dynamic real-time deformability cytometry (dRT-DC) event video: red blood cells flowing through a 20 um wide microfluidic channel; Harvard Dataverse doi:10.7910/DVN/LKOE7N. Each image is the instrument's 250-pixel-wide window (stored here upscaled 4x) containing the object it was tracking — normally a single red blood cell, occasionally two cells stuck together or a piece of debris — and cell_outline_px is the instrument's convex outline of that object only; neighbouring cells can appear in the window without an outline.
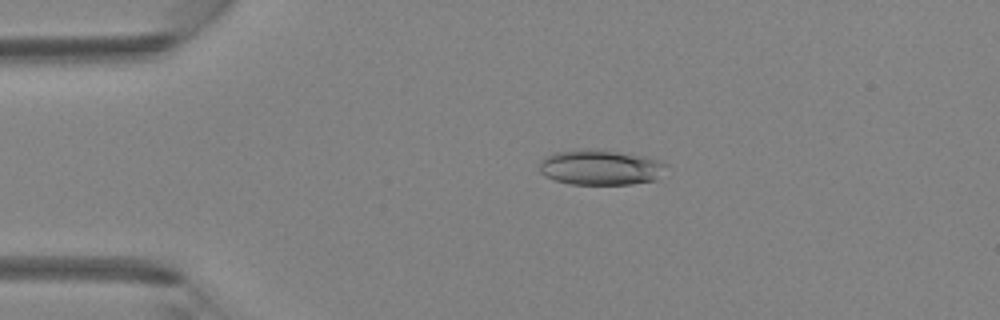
{"species": "Egyptian fruit bat (a non-hibernating species)", "species_latin": "Rousettus aegyptiacus", "temperature_condition": "room temperature", "stored_images_in_passage": 4, "camera_frame_rate_fps": 3000, "um_per_image_px": 0.085, "animal": {"sex": "female"}, "frame": {"image": 1, "passage_image": 3, "time_ms": 0.667, "image_size_px": [1000, 320], "cell_outline_px": [[668, 164], [656, 180], [632, 184], [568, 184], [544, 176], [540, 172], [540, 160], [544, 156], [552, 152], [596, 148], [604, 148], [644, 156]], "centroid_in_image_um": [51.01, 14.21], "position_along_channel_um": 34.0, "area_um2": 26.41}}